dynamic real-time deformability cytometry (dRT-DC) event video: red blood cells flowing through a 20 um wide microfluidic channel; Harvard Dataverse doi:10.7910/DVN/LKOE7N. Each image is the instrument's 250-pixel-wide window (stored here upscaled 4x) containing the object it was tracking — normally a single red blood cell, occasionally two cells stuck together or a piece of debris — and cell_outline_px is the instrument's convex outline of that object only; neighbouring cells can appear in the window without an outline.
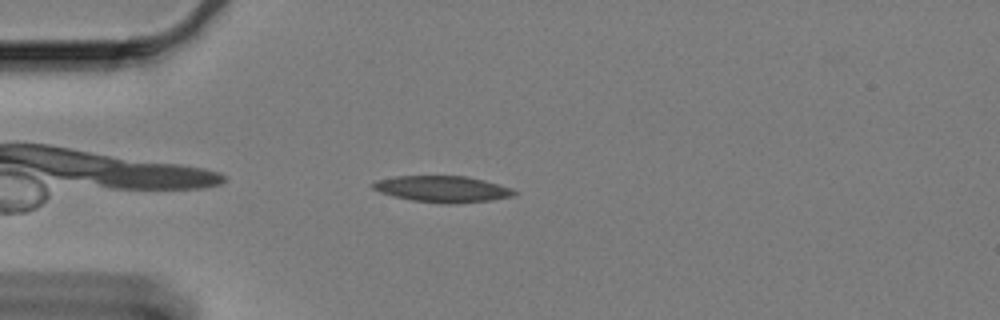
{"species": "Egyptian fruit bat (a non-hibernating species)", "species_latin": "Rousettus aegyptiacus", "temperature_condition": "cold", "stored_images_in_passage": 48, "camera_frame_rate_fps": 3000, "um_per_image_px": 0.085, "animal": {"sex": "female"}, "frame": {"image": 1, "passage_image": 3, "time_ms": 0.667, "image_size_px": [1000, 320], "cell_outline_px": [[516, 192], [512, 196], [492, 200], [448, 204], [444, 204], [412, 200], [392, 196], [380, 192], [372, 188], [368, 184], [376, 180], [396, 176], [468, 176], [484, 180], [512, 188]], "centroid_in_image_um": [37.56, 16.06], "position_along_channel_um": 47.4, "area_um2": 21.73}}
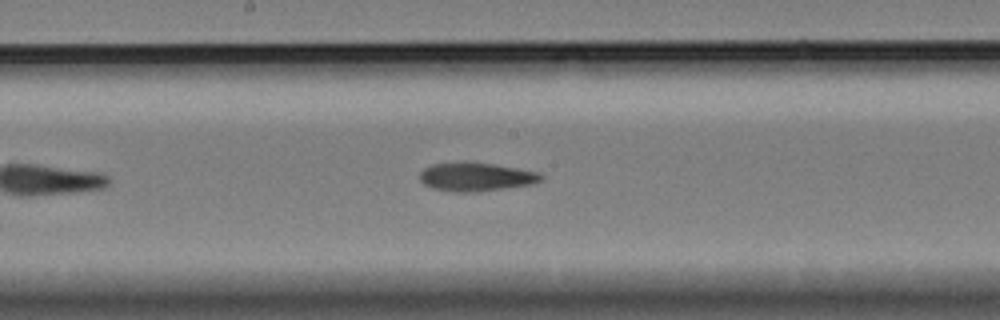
{"frame": {"image": 2, "passage_image": 19, "time_ms": 6.0, "image_size_px": [1000, 320], "cell_outline_px": [[544, 176], [540, 180], [532, 184], [480, 192], [456, 192], [432, 188], [424, 184], [420, 180], [420, 172], [424, 168], [432, 164], [492, 164], [540, 172]], "centroid_in_image_um": [40.48, 15.07], "position_along_channel_um": 207.7, "area_um2": 19.65}}
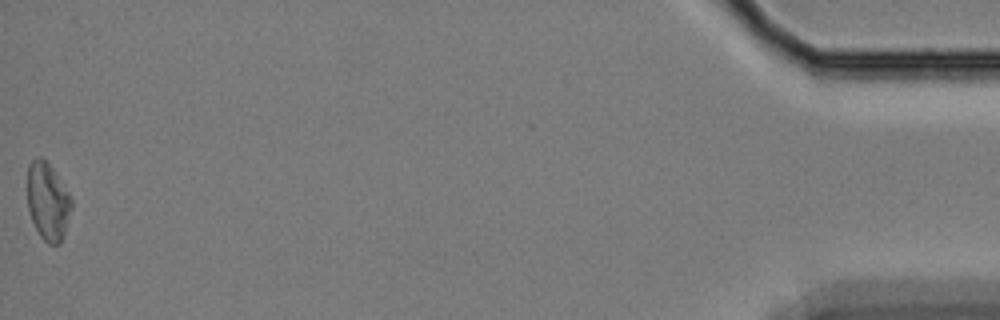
{"frame": {"image": 3, "passage_image": 48, "time_ms": 15.667, "image_size_px": [1000, 320], "cell_outline_px": [[72, 208], [64, 236], [60, 244], [48, 244], [40, 236], [32, 220], [28, 208], [28, 164], [36, 156], [40, 156], [52, 168], [68, 192], [72, 200]], "centroid_in_image_um": [4.07, 17.14], "position_along_channel_um": 431.1, "area_um2": 19.88}, "authors_computed_cell_mechanics": {"area_um2": 20.23, "velocity_mm_per_s": 3.2813, "shape_relaxation_time_tau1_ms": null, "shape_relaxation_time_tau2_ms": 9.5612, "deformation_change_tau1": null, "deformation_change_tau2": 0.2133}}